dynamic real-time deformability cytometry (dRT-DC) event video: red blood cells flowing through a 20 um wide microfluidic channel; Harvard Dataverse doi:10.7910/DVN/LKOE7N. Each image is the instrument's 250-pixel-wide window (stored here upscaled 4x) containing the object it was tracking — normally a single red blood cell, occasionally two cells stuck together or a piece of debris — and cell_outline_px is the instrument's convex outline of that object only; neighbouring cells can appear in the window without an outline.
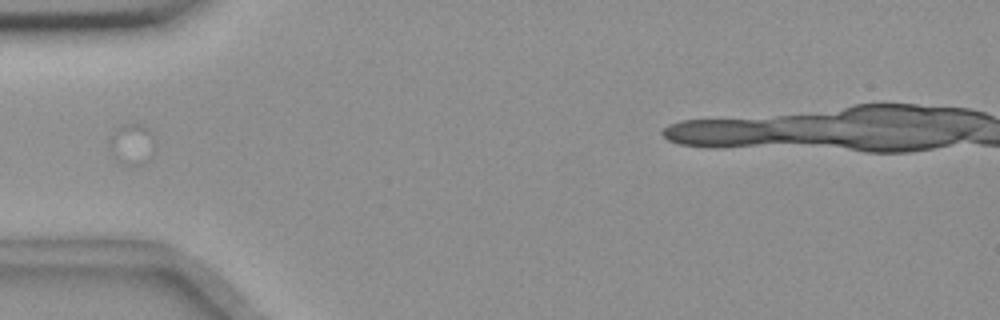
{"species": "common noctule bat (a hibernating species)", "species_latin": "Nyctalus noctula", "temperature_condition": "room temperature", "stored_images_in_passage": 1, "camera_frame_rate_fps": 3000, "um_per_image_px": 0.085, "animal": {"sex": "female", "body_mass_g": 18.4}, "frame": {"image": 1, "passage_image": 1, "time_ms": 0.0, "image_size_px": [1000, 320], "cell_outline_px": [[152, 136], [148, 160], [140, 164], [124, 164], [116, 160], [112, 156], [112, 136], [120, 124], [140, 124], [148, 128], [152, 132]], "centroid_in_image_um": [11.19, 12.23], "position_along_channel_um": 73.8, "area_um2": 10.06}}